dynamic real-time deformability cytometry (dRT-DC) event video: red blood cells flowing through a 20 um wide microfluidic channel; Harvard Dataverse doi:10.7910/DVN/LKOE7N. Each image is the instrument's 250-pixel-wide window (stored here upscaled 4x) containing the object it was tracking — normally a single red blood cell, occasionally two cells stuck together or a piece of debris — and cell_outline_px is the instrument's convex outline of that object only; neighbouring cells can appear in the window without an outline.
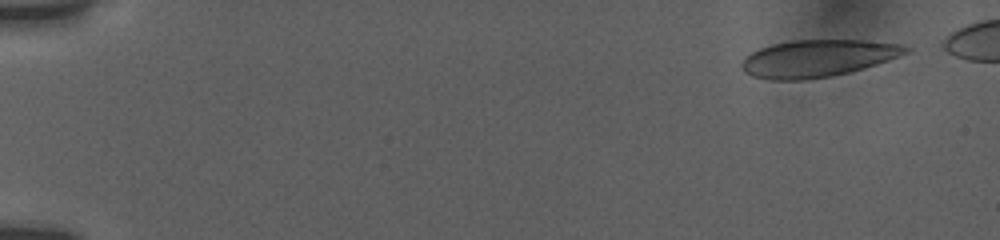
{"species": "human", "species_latin": "Homo sapiens", "temperature_condition": "room temperature", "stored_images_in_passage": 9, "camera_frame_rate_fps": 3000, "um_per_image_px": 0.085, "donor": {"sex": "female"}, "frame": {"image": 1, "passage_image": 1, "time_ms": 0.0, "image_size_px": [1000, 240], "cell_outline_px": [[912, 48], [908, 52], [888, 60], [864, 68], [832, 76], [808, 80], [768, 80], [752, 76], [744, 72], [740, 68], [740, 64], [752, 52], [760, 48], [772, 44], [792, 40], [864, 40], [904, 44]], "centroid_in_image_um": [69.5, 4.96], "position_along_channel_um": 15.5, "area_um2": 35.66}}
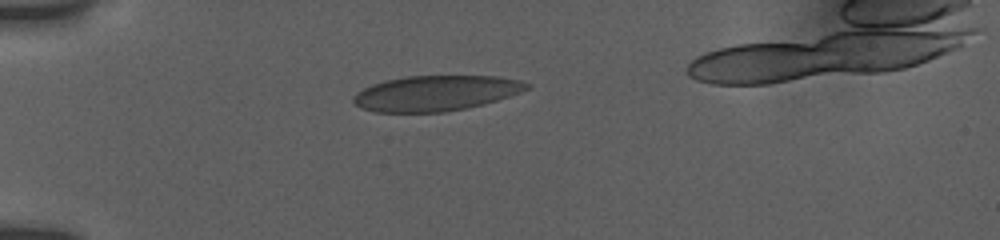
{"frame": {"image": 2, "passage_image": 6, "time_ms": 4.0, "image_size_px": [1000, 240], "cell_outline_px": [[532, 88], [484, 104], [444, 112], [372, 112], [356, 104], [352, 100], [352, 96], [356, 92], [372, 84], [384, 80], [408, 76], [500, 76], [520, 80], [532, 84]], "centroid_in_image_um": [37.05, 7.91], "position_along_channel_um": 47.9, "area_um2": 35.78}}
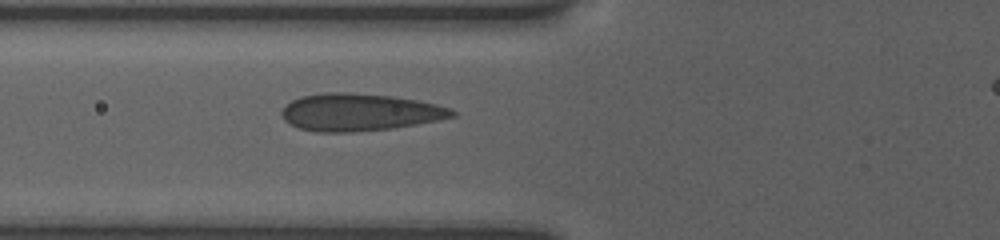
{"frame": {"image": 3, "passage_image": 9, "time_ms": 6.0, "image_size_px": [1000, 240], "cell_outline_px": [[456, 116], [440, 120], [392, 128], [352, 132], [316, 132], [300, 128], [288, 124], [280, 116], [280, 112], [292, 100], [300, 96], [324, 92], [348, 92], [392, 96], [416, 100], [436, 104], [452, 108], [456, 112]], "centroid_in_image_um": [30.55, 9.54], "position_along_channel_um": 95.2, "area_um2": 37.28}}